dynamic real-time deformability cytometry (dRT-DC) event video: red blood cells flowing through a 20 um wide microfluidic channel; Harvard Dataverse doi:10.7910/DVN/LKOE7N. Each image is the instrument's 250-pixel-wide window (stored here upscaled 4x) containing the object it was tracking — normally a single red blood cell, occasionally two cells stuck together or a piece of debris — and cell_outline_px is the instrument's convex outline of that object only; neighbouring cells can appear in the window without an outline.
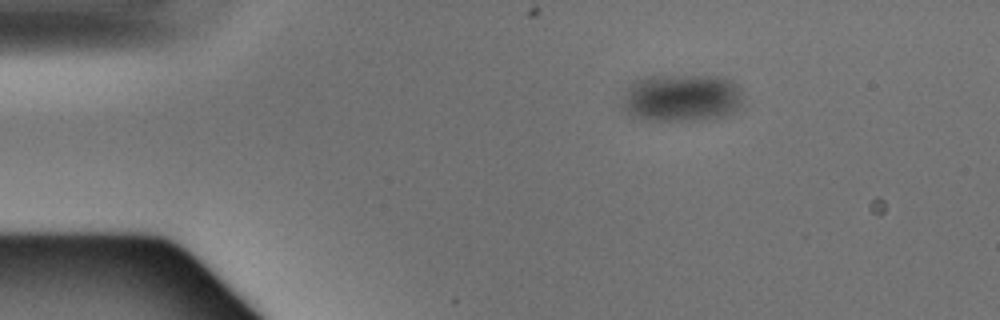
{"species": "Egyptian fruit bat (a non-hibernating species)", "species_latin": "Rousettus aegyptiacus", "temperature_condition": "warm", "stored_images_in_passage": 4, "camera_frame_rate_fps": 3000, "um_per_image_px": 0.085, "animal": {"sex": "male"}, "frame": {"image": 1, "passage_image": 1, "time_ms": 0.0, "image_size_px": [1000, 320], "cell_outline_px": [[744, 104], [736, 112], [728, 116], [716, 120], [648, 120], [632, 116], [620, 104], [624, 88], [628, 84], [644, 76], [724, 76], [732, 80], [740, 88], [744, 96]], "centroid_in_image_um": [57.99, 8.32], "position_along_channel_um": 27.0, "area_um2": 34.74}}